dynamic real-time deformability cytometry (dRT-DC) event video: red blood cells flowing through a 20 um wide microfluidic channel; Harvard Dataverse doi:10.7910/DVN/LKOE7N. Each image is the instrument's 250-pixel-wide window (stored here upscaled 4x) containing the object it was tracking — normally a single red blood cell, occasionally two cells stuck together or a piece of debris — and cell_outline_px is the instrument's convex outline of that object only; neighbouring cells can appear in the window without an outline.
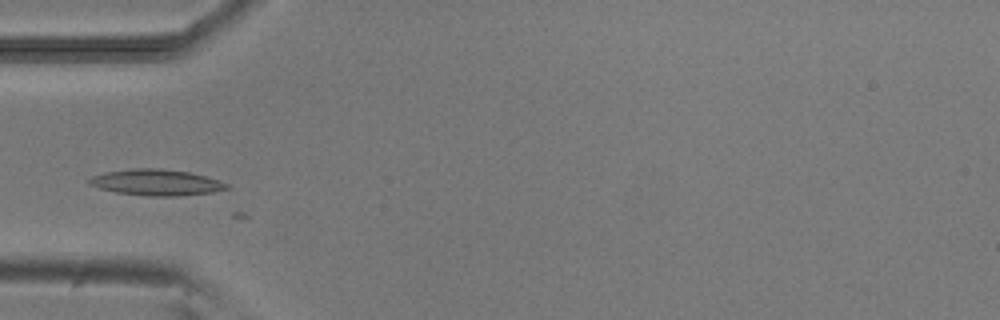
{"species": "common noctule bat (a hibernating species)", "species_latin": "Nyctalus noctula", "temperature_condition": "room temperature", "stored_images_in_passage": 20, "camera_frame_rate_fps": 3000, "um_per_image_px": 0.085, "animal": {"sex": "male", "body_mass_g": 20.5, "forearm_length_mm": 52.5}, "frame": {"image": 1, "passage_image": 14, "time_ms": 4.333, "image_size_px": [1000, 320], "cell_outline_px": [[232, 188], [212, 192], [176, 196], [148, 196], [116, 192], [100, 188], [88, 184], [88, 180], [92, 176], [104, 172], [132, 168], [160, 168], [188, 172], [208, 176], [228, 184]], "centroid_in_image_um": [13.3, 15.5], "position_along_channel_um": 71.7, "area_um2": 20.98}}